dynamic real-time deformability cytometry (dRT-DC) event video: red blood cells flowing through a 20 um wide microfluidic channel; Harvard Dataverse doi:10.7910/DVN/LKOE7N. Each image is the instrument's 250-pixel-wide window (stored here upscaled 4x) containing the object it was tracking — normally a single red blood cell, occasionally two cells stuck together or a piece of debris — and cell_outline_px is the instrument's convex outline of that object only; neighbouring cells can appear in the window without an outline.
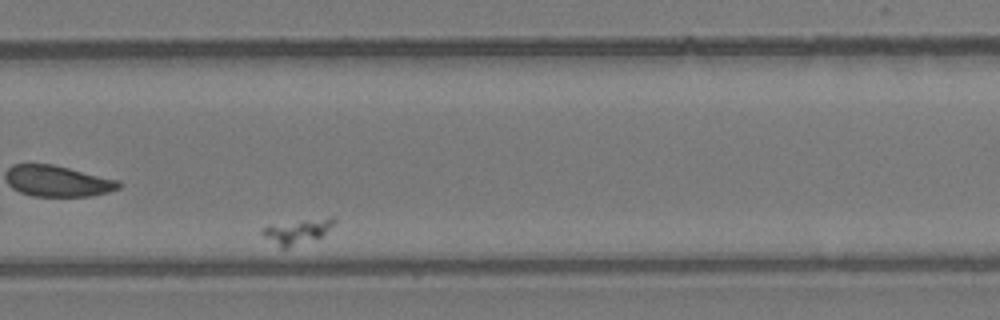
{"species": "common noctule bat (a hibernating species)", "species_latin": "Nyctalus noctula", "temperature_condition": "room temperature", "stored_images_in_passage": 45, "camera_frame_rate_fps": 3000, "um_per_image_px": 0.085, "animal": {"sex": "female", "body_mass_g": 24.6, "forearm_length_mm": 56.2}, "frame": {"image": 1, "passage_image": 32, "time_ms": 10.333, "image_size_px": [1000, 320], "cell_outline_px": [[336, 220], [320, 236], [288, 248], [280, 248], [264, 236], [260, 232], [268, 224], [332, 216], [336, 216]], "centroid_in_image_um": [25.22, 19.64], "position_along_channel_um": 304.6, "area_um2": 10.23}}